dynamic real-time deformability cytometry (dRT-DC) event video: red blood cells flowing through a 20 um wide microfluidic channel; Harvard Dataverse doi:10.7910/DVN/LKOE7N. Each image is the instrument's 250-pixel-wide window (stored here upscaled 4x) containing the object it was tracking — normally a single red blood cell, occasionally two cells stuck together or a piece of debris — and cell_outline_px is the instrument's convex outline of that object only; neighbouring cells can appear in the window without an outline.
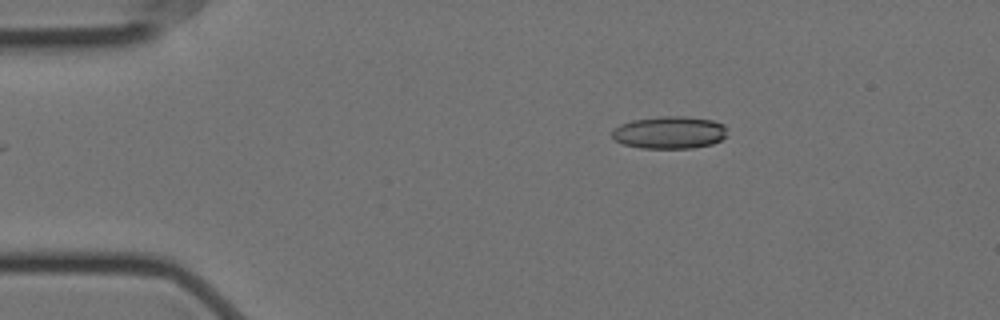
{"species": "Egyptian fruit bat (a non-hibernating species)", "species_latin": "Rousettus aegyptiacus", "temperature_condition": "cold", "stored_images_in_passage": 3, "camera_frame_rate_fps": 3000, "um_per_image_px": 0.085, "animal": {"sex": "female"}, "frame": {"image": 1, "passage_image": 1, "time_ms": 0.0, "image_size_px": [1000, 320], "cell_outline_px": [[728, 136], [712, 144], [692, 148], [640, 148], [624, 144], [616, 140], [612, 136], [612, 128], [620, 124], [632, 120], [660, 116], [684, 116], [712, 120], [724, 124]], "centroid_in_image_um": [56.91, 11.25], "position_along_channel_um": 28.1, "area_um2": 21.91}}